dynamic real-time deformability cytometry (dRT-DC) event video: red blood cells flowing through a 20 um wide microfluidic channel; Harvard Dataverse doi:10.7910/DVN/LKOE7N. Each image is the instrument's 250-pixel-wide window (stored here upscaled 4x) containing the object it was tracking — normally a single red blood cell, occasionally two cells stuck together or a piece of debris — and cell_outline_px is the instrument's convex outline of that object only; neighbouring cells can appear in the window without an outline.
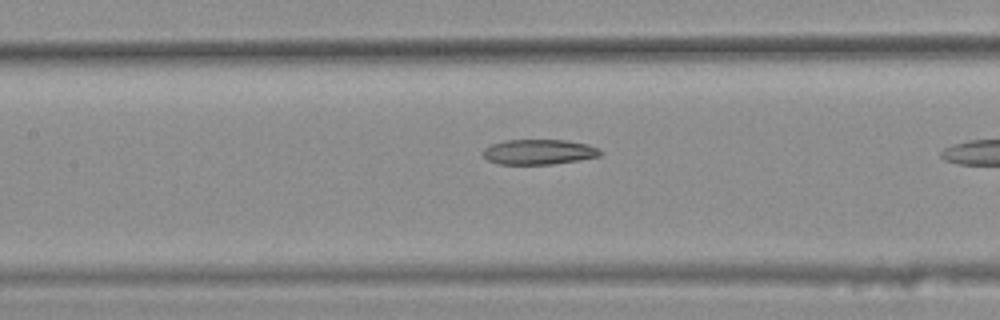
{"species": "common noctule bat (a hibernating species)", "species_latin": "Nyctalus noctula", "temperature_condition": "warm", "stored_images_in_passage": 15, "camera_frame_rate_fps": 3000, "um_per_image_px": 0.085, "animal": {"sex": "female", "body_mass_g": 25.1}, "frame": {"image": 1, "passage_image": 13, "time_ms": 4.0, "image_size_px": [1000, 320], "cell_outline_px": [[604, 152], [600, 156], [580, 160], [552, 164], [500, 164], [488, 160], [480, 152], [484, 148], [492, 144], [504, 140], [568, 140], [588, 144], [600, 148]], "centroid_in_image_um": [45.84, 12.91], "position_along_channel_um": 161.6, "area_um2": 17.4}}